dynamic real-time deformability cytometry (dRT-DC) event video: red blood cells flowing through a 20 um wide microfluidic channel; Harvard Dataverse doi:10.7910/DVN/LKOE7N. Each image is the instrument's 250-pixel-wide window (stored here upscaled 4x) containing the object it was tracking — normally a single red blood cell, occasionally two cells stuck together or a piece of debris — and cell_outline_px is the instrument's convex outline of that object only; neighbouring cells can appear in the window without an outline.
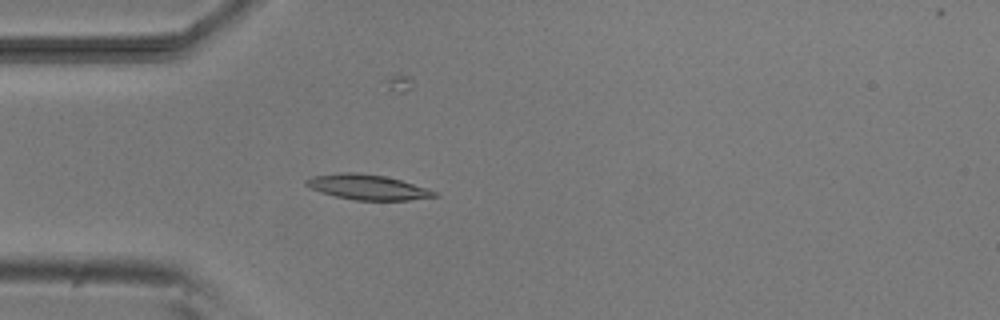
{"species": "common noctule bat (a hibernating species)", "species_latin": "Nyctalus noctula", "temperature_condition": "room temperature", "stored_images_in_passage": 4, "camera_frame_rate_fps": 3000, "um_per_image_px": 0.085, "animal": {"sex": "male", "body_mass_g": 20.5, "forearm_length_mm": 52.5}, "frame": {"image": 1, "passage_image": 4, "time_ms": 4.333, "image_size_px": [1000, 320], "cell_outline_px": [[440, 196], [408, 200], [356, 200], [336, 196], [320, 192], [304, 184], [304, 180], [312, 176], [336, 172], [356, 172], [384, 176], [400, 180], [428, 188], [436, 192]], "centroid_in_image_um": [31.22, 15.9], "position_along_channel_um": 53.8, "area_um2": 18.79}}